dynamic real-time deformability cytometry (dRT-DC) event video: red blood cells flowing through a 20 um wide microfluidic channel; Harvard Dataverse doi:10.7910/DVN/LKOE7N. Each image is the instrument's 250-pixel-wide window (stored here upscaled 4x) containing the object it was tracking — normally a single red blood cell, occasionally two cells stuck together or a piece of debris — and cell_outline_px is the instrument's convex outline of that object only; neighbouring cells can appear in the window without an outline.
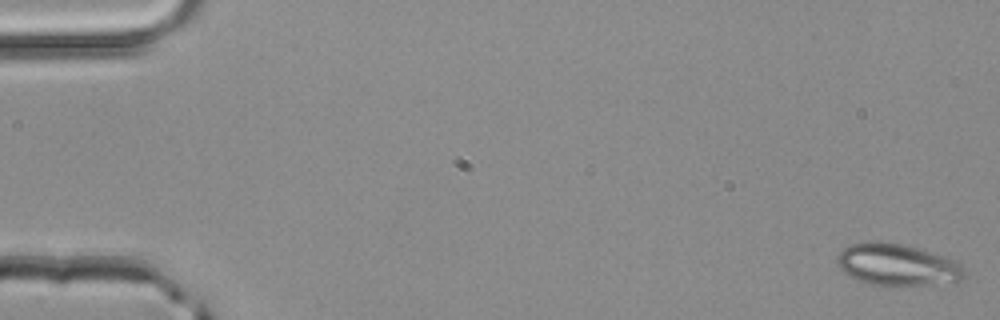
{"species": "common noctule bat (a hibernating species)", "species_latin": "Nyctalus noctula", "temperature_condition": "room temperature", "stored_images_in_passage": 50, "camera_frame_rate_fps": 3000, "um_per_image_px": 0.085, "animal": {"sex": "male", "body_mass_g": 20.4}, "frame": {"image": 1, "passage_image": 1, "time_ms": 0.0, "image_size_px": [1000, 320], "cell_outline_px": [[964, 280], [932, 284], [868, 284], [848, 276], [836, 264], [836, 256], [848, 244], [864, 240], [876, 240], [900, 244], [920, 248], [952, 260], [960, 264], [964, 268]], "centroid_in_image_um": [76.19, 22.47], "position_along_channel_um": 8.8, "area_um2": 30.87}}
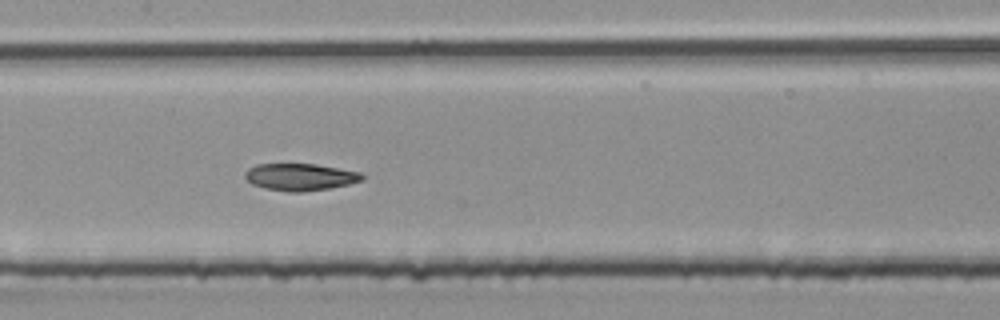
{"frame": {"image": 2, "passage_image": 25, "time_ms": 8.0, "image_size_px": [1000, 320], "cell_outline_px": [[364, 176], [360, 180], [348, 184], [332, 188], [304, 192], [288, 192], [264, 188], [252, 184], [244, 176], [244, 172], [248, 168], [256, 164], [316, 164], [360, 172]], "centroid_in_image_um": [25.48, 15.05], "position_along_channel_um": 181.9, "area_um2": 18.5}}
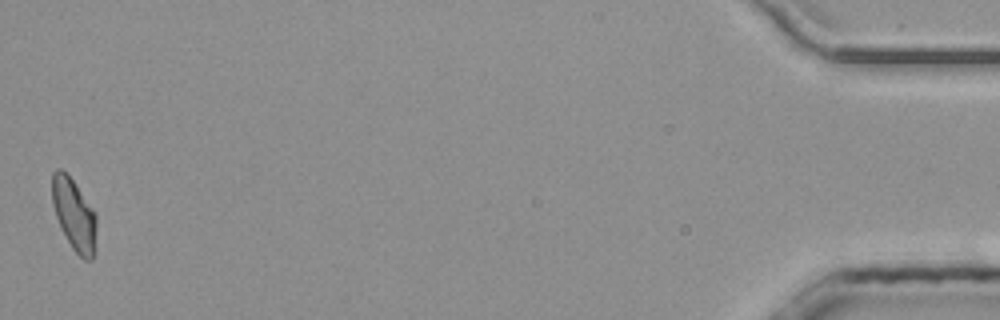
{"frame": {"image": 3, "passage_image": 50, "time_ms": 16.333, "image_size_px": [1000, 320], "cell_outline_px": [[96, 256], [92, 260], [84, 260], [72, 248], [60, 228], [52, 204], [52, 172], [56, 168], [60, 168], [76, 184], [96, 212]], "centroid_in_image_um": [6.32, 18.28], "position_along_channel_um": 428.9, "area_um2": 18.9}, "authors_computed_cell_mechanics": {"area_um2": 18.9295, "velocity_mm_per_s": 4.1553, "shape_relaxation_time_tau1_ms": null, "shape_relaxation_time_tau2_ms": 3.3082, "deformation_change_tau1": null, "deformation_change_tau2": 0.0743}}